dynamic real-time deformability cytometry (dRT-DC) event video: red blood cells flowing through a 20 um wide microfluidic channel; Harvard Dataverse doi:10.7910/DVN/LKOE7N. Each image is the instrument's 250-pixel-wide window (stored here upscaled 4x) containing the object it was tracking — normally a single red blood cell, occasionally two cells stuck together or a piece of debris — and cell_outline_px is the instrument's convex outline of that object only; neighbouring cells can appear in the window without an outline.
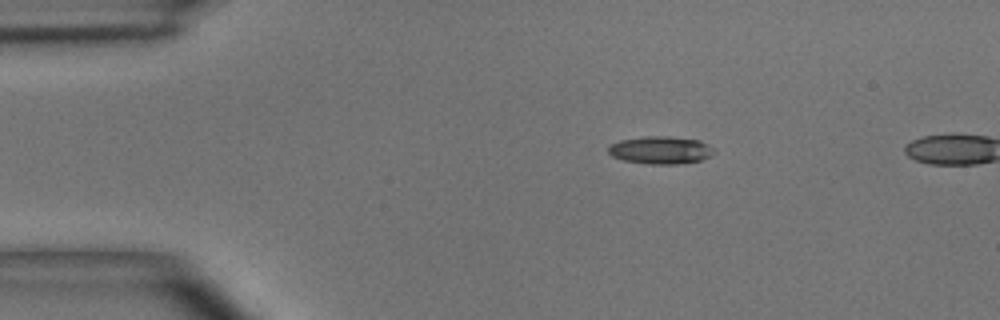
{"species": "common noctule bat (a hibernating species)", "species_latin": "Nyctalus noctula", "temperature_condition": "room temperature", "stored_images_in_passage": 6, "camera_frame_rate_fps": 3000, "um_per_image_px": 0.085, "animal": {"sex": "male", "body_mass_g": 15.6}, "frame": {"image": 1, "passage_image": 1, "time_ms": 0.0, "image_size_px": [1000, 320], "cell_outline_px": [[716, 152], [712, 156], [700, 160], [676, 164], [648, 164], [624, 160], [612, 156], [608, 152], [608, 148], [612, 144], [620, 140], [644, 136], [668, 136], [700, 140], [708, 144]], "centroid_in_image_um": [56.17, 12.75], "position_along_channel_um": 28.8, "area_um2": 17.05}}
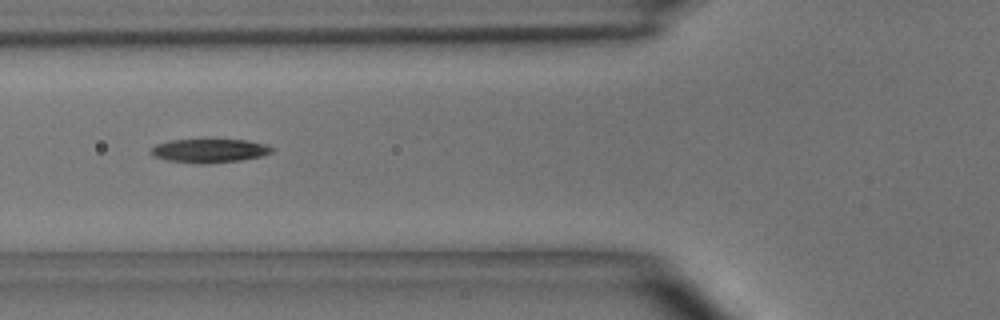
{"frame": {"image": 2, "passage_image": 4, "time_ms": 3.333, "image_size_px": [1000, 320], "cell_outline_px": [[272, 152], [260, 156], [240, 160], [204, 164], [168, 160], [152, 156], [152, 148], [156, 144], [172, 140], [244, 140], [268, 144], [272, 148]], "centroid_in_image_um": [17.81, 12.81], "position_along_channel_um": 108.0, "area_um2": 16.42}}